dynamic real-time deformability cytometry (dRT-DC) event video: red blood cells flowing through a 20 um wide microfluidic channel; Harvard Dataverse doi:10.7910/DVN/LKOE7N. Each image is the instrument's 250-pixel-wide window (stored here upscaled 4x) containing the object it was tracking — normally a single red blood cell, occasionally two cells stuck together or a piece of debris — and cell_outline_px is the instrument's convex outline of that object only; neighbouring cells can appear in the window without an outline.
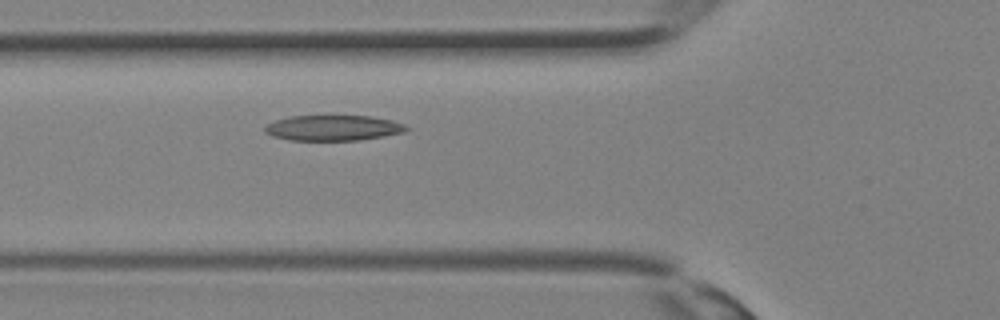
{"species": "Egyptian fruit bat (a non-hibernating species)", "species_latin": "Rousettus aegyptiacus", "temperature_condition": "room temperature", "stored_images_in_passage": 28, "camera_frame_rate_fps": 3000, "um_per_image_px": 0.085, "animal": {"sex": "female"}, "frame": {"image": 1, "passage_image": 8, "time_ms": 2.333, "image_size_px": [1000, 320], "cell_outline_px": [[412, 128], [404, 132], [384, 136], [356, 140], [288, 140], [272, 136], [264, 132], [264, 128], [268, 124], [276, 120], [288, 116], [372, 116], [392, 120], [404, 124]], "centroid_in_image_um": [28.33, 10.87], "position_along_channel_um": 97.5, "area_um2": 21.04}}
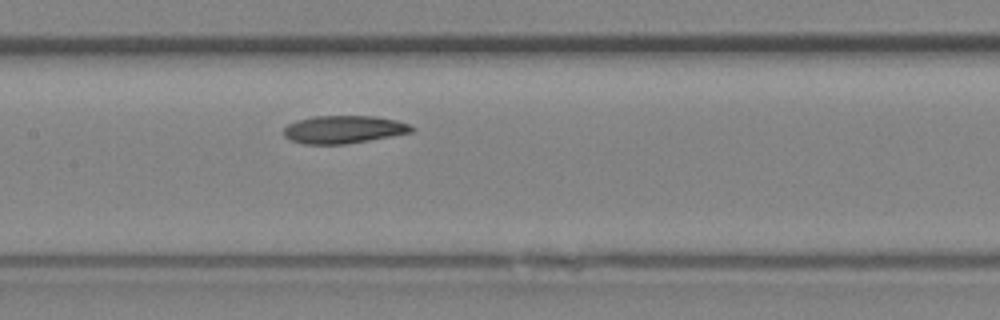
{"frame": {"image": 2, "passage_image": 12, "time_ms": 3.667, "image_size_px": [1000, 320], "cell_outline_px": [[416, 128], [412, 132], [392, 136], [344, 144], [304, 144], [292, 140], [284, 136], [284, 128], [288, 124], [296, 120], [312, 116], [376, 116], [396, 120], [408, 124]], "centroid_in_image_um": [29.21, 10.99], "position_along_channel_um": 178.2, "area_um2": 20.69}}
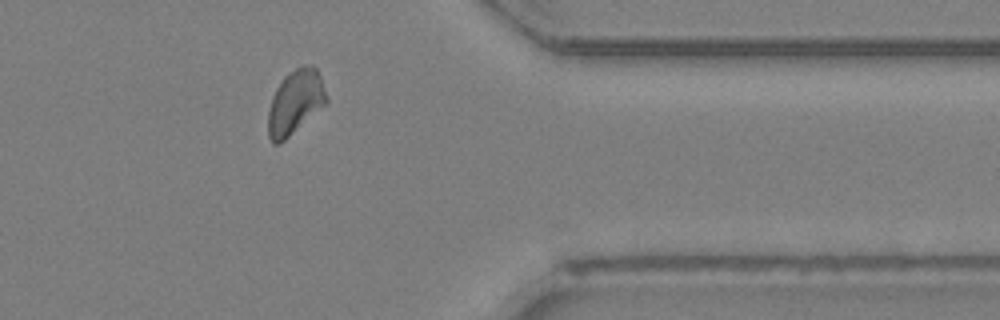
{"frame": {"image": 3, "passage_image": 23, "time_ms": 7.333, "image_size_px": [1000, 320], "cell_outline_px": [[328, 100], [324, 104], [280, 144], [272, 144], [268, 136], [268, 112], [272, 96], [276, 88], [284, 76], [300, 64], [312, 64], [316, 68], [320, 76]], "centroid_in_image_um": [25.06, 8.65], "position_along_channel_um": 386.3, "area_um2": 21.62}}